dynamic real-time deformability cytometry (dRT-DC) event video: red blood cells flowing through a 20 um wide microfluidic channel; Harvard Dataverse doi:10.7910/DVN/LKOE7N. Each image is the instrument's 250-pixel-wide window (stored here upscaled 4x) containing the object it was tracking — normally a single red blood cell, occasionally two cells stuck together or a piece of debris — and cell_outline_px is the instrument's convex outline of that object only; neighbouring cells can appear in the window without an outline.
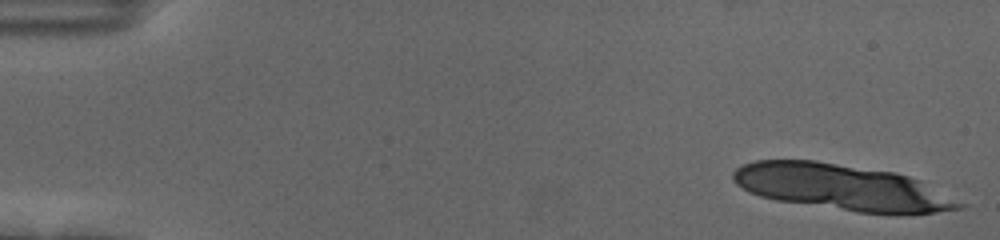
{"species": "human", "species_latin": "Homo sapiens", "temperature_condition": "cold", "stored_images_in_passage": 13, "camera_frame_rate_fps": 3000, "um_per_image_px": 0.085, "donor": {"sex": "female"}, "frame": {"image": 1, "passage_image": 1, "time_ms": 0.0, "image_size_px": [1000, 240], "cell_outline_px": [[968, 204], [964, 208], [936, 212], [896, 216], [856, 212], [776, 200], [760, 196], [748, 192], [736, 184], [732, 180], [732, 172], [736, 168], [744, 164], [756, 160], [816, 160], [896, 172], [920, 180]], "centroid_in_image_um": [71.62, 15.94], "position_along_channel_um": 13.4, "area_um2": 61.5}}